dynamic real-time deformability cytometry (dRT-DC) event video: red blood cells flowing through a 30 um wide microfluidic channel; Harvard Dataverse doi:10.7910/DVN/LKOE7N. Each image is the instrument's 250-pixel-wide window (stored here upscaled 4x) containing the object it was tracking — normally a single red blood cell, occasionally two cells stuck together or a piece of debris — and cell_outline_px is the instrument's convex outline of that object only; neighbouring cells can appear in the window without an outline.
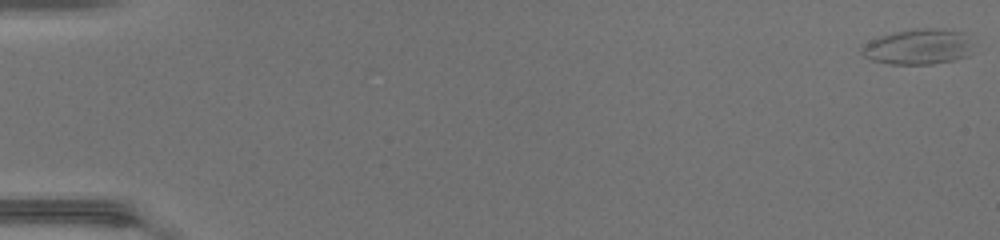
{"species": "common noctule bat (a hibernating species)", "species_latin": "Nyctalus noctula", "temperature_condition": "warm", "stored_images_in_passage": 49, "camera_frame_rate_fps": 3000, "um_per_image_px": 0.085, "animal": {"sex": "female", "body_mass_g": 17.0, "forearm_length_mm": 48.0}, "frame": {"image": 1, "passage_image": 1, "time_ms": 0.0, "image_size_px": [1000, 240], "cell_outline_px": [[972, 52], [968, 56], [956, 60], [932, 64], [888, 64], [872, 60], [864, 56], [860, 52], [872, 40], [880, 36], [896, 32], [916, 28], [936, 28], [960, 32], [968, 44]], "centroid_in_image_um": [78.03, 4.0], "position_along_channel_um": 7.0, "area_um2": 22.48}}
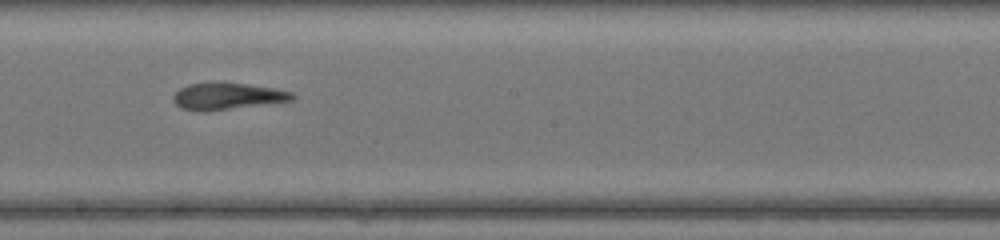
{"frame": {"image": 2, "passage_image": 29, "time_ms": 9.333, "image_size_px": [1000, 240], "cell_outline_px": [[296, 96], [292, 100], [204, 112], [180, 108], [172, 100], [172, 96], [180, 88], [188, 84], [244, 84], [276, 88], [292, 92]], "centroid_in_image_um": [19.3, 8.2], "position_along_channel_um": 228.9, "area_um2": 18.03}}
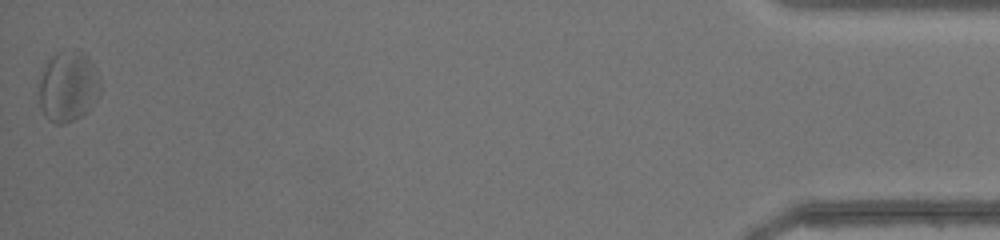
{"frame": {"image": 3, "passage_image": 49, "time_ms": 16.0, "image_size_px": [1000, 240], "cell_outline_px": [[100, 92], [96, 100], [88, 112], [64, 124], [56, 124], [48, 120], [44, 116], [40, 104], [40, 80], [44, 68], [48, 60], [56, 52], [84, 52], [88, 56], [100, 88]], "centroid_in_image_um": [5.77, 7.4], "position_along_channel_um": 429.4, "area_um2": 24.62}, "authors_computed_cell_mechanics": {"area_um2": 20.7502, "velocity_mm_per_s": 4.3803, "shape_relaxation_time_tau1_ms": null, "shape_relaxation_time_tau2_ms": 2.8844, "deformation_change_tau1": null, "deformation_change_tau2": 0.1305}}